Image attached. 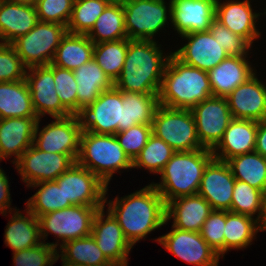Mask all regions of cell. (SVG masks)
Returning a JSON list of instances; mask_svg holds the SVG:
<instances>
[{"instance_id":"48","label":"cell","mask_w":266,"mask_h":266,"mask_svg":"<svg viewBox=\"0 0 266 266\" xmlns=\"http://www.w3.org/2000/svg\"><path fill=\"white\" fill-rule=\"evenodd\" d=\"M27 68L11 44L0 43V82L25 79Z\"/></svg>"},{"instance_id":"53","label":"cell","mask_w":266,"mask_h":266,"mask_svg":"<svg viewBox=\"0 0 266 266\" xmlns=\"http://www.w3.org/2000/svg\"><path fill=\"white\" fill-rule=\"evenodd\" d=\"M260 231H266V225H260Z\"/></svg>"},{"instance_id":"46","label":"cell","mask_w":266,"mask_h":266,"mask_svg":"<svg viewBox=\"0 0 266 266\" xmlns=\"http://www.w3.org/2000/svg\"><path fill=\"white\" fill-rule=\"evenodd\" d=\"M209 31L229 56L248 55L252 45L244 37L231 32L216 18L213 20Z\"/></svg>"},{"instance_id":"6","label":"cell","mask_w":266,"mask_h":266,"mask_svg":"<svg viewBox=\"0 0 266 266\" xmlns=\"http://www.w3.org/2000/svg\"><path fill=\"white\" fill-rule=\"evenodd\" d=\"M74 115L82 132L115 135L128 129L122 91L115 87L102 92L92 104L81 107Z\"/></svg>"},{"instance_id":"49","label":"cell","mask_w":266,"mask_h":266,"mask_svg":"<svg viewBox=\"0 0 266 266\" xmlns=\"http://www.w3.org/2000/svg\"><path fill=\"white\" fill-rule=\"evenodd\" d=\"M8 176L5 174L4 170L0 167V213L3 215L7 212H10L13 208L11 205V197H10V188H9V180ZM10 207V208H9ZM7 209L9 211H7Z\"/></svg>"},{"instance_id":"37","label":"cell","mask_w":266,"mask_h":266,"mask_svg":"<svg viewBox=\"0 0 266 266\" xmlns=\"http://www.w3.org/2000/svg\"><path fill=\"white\" fill-rule=\"evenodd\" d=\"M128 49V38L94 44L93 58L115 82L120 76Z\"/></svg>"},{"instance_id":"7","label":"cell","mask_w":266,"mask_h":266,"mask_svg":"<svg viewBox=\"0 0 266 266\" xmlns=\"http://www.w3.org/2000/svg\"><path fill=\"white\" fill-rule=\"evenodd\" d=\"M152 133L176 152L204 148L197 136L195 119L190 109L158 105L152 120Z\"/></svg>"},{"instance_id":"42","label":"cell","mask_w":266,"mask_h":266,"mask_svg":"<svg viewBox=\"0 0 266 266\" xmlns=\"http://www.w3.org/2000/svg\"><path fill=\"white\" fill-rule=\"evenodd\" d=\"M58 244L42 242L38 246L13 253L14 266H53L58 260Z\"/></svg>"},{"instance_id":"41","label":"cell","mask_w":266,"mask_h":266,"mask_svg":"<svg viewBox=\"0 0 266 266\" xmlns=\"http://www.w3.org/2000/svg\"><path fill=\"white\" fill-rule=\"evenodd\" d=\"M264 195L261 190L236 179L232 193L231 212L251 217L258 213L255 218L260 222L263 215Z\"/></svg>"},{"instance_id":"23","label":"cell","mask_w":266,"mask_h":266,"mask_svg":"<svg viewBox=\"0 0 266 266\" xmlns=\"http://www.w3.org/2000/svg\"><path fill=\"white\" fill-rule=\"evenodd\" d=\"M37 117L0 119V161L15 156L14 164L33 144Z\"/></svg>"},{"instance_id":"50","label":"cell","mask_w":266,"mask_h":266,"mask_svg":"<svg viewBox=\"0 0 266 266\" xmlns=\"http://www.w3.org/2000/svg\"><path fill=\"white\" fill-rule=\"evenodd\" d=\"M255 151L266 158V120L258 122Z\"/></svg>"},{"instance_id":"38","label":"cell","mask_w":266,"mask_h":266,"mask_svg":"<svg viewBox=\"0 0 266 266\" xmlns=\"http://www.w3.org/2000/svg\"><path fill=\"white\" fill-rule=\"evenodd\" d=\"M122 99L126 104L128 128L137 124L152 125L153 116L158 103V93L140 94L122 91Z\"/></svg>"},{"instance_id":"30","label":"cell","mask_w":266,"mask_h":266,"mask_svg":"<svg viewBox=\"0 0 266 266\" xmlns=\"http://www.w3.org/2000/svg\"><path fill=\"white\" fill-rule=\"evenodd\" d=\"M62 250V251H61ZM58 260L63 266H114L98 247L92 235L69 240L60 245Z\"/></svg>"},{"instance_id":"27","label":"cell","mask_w":266,"mask_h":266,"mask_svg":"<svg viewBox=\"0 0 266 266\" xmlns=\"http://www.w3.org/2000/svg\"><path fill=\"white\" fill-rule=\"evenodd\" d=\"M36 7L0 0V43L11 44L38 22Z\"/></svg>"},{"instance_id":"2","label":"cell","mask_w":266,"mask_h":266,"mask_svg":"<svg viewBox=\"0 0 266 266\" xmlns=\"http://www.w3.org/2000/svg\"><path fill=\"white\" fill-rule=\"evenodd\" d=\"M155 40H129L125 62L114 87L140 94L159 93L169 55H163ZM160 45V46H159Z\"/></svg>"},{"instance_id":"33","label":"cell","mask_w":266,"mask_h":266,"mask_svg":"<svg viewBox=\"0 0 266 266\" xmlns=\"http://www.w3.org/2000/svg\"><path fill=\"white\" fill-rule=\"evenodd\" d=\"M86 35L94 44L127 38L122 1L112 0Z\"/></svg>"},{"instance_id":"17","label":"cell","mask_w":266,"mask_h":266,"mask_svg":"<svg viewBox=\"0 0 266 266\" xmlns=\"http://www.w3.org/2000/svg\"><path fill=\"white\" fill-rule=\"evenodd\" d=\"M104 208L99 209L94 216L91 235L114 266H128L127 258L133 246L125 237L118 221L108 210L105 214Z\"/></svg>"},{"instance_id":"8","label":"cell","mask_w":266,"mask_h":266,"mask_svg":"<svg viewBox=\"0 0 266 266\" xmlns=\"http://www.w3.org/2000/svg\"><path fill=\"white\" fill-rule=\"evenodd\" d=\"M67 27L58 23L38 21L27 34L18 37L11 45L28 69L52 63Z\"/></svg>"},{"instance_id":"29","label":"cell","mask_w":266,"mask_h":266,"mask_svg":"<svg viewBox=\"0 0 266 266\" xmlns=\"http://www.w3.org/2000/svg\"><path fill=\"white\" fill-rule=\"evenodd\" d=\"M5 229V244L14 252L41 244L39 219L27 208L26 216L16 208ZM17 210V211H16Z\"/></svg>"},{"instance_id":"1","label":"cell","mask_w":266,"mask_h":266,"mask_svg":"<svg viewBox=\"0 0 266 266\" xmlns=\"http://www.w3.org/2000/svg\"><path fill=\"white\" fill-rule=\"evenodd\" d=\"M107 199L105 197L107 210L118 221L132 246L168 222L166 204L152 184L120 199L119 197L113 201Z\"/></svg>"},{"instance_id":"31","label":"cell","mask_w":266,"mask_h":266,"mask_svg":"<svg viewBox=\"0 0 266 266\" xmlns=\"http://www.w3.org/2000/svg\"><path fill=\"white\" fill-rule=\"evenodd\" d=\"M37 117L26 80L0 82V119Z\"/></svg>"},{"instance_id":"13","label":"cell","mask_w":266,"mask_h":266,"mask_svg":"<svg viewBox=\"0 0 266 266\" xmlns=\"http://www.w3.org/2000/svg\"><path fill=\"white\" fill-rule=\"evenodd\" d=\"M201 145L213 150L233 119L227 98L211 96L191 109Z\"/></svg>"},{"instance_id":"12","label":"cell","mask_w":266,"mask_h":266,"mask_svg":"<svg viewBox=\"0 0 266 266\" xmlns=\"http://www.w3.org/2000/svg\"><path fill=\"white\" fill-rule=\"evenodd\" d=\"M62 186L65 202L72 205L105 207L108 186L95 174L75 163L56 180Z\"/></svg>"},{"instance_id":"18","label":"cell","mask_w":266,"mask_h":266,"mask_svg":"<svg viewBox=\"0 0 266 266\" xmlns=\"http://www.w3.org/2000/svg\"><path fill=\"white\" fill-rule=\"evenodd\" d=\"M235 180L229 164L213 157L204 169L198 194L213 210L231 212Z\"/></svg>"},{"instance_id":"10","label":"cell","mask_w":266,"mask_h":266,"mask_svg":"<svg viewBox=\"0 0 266 266\" xmlns=\"http://www.w3.org/2000/svg\"><path fill=\"white\" fill-rule=\"evenodd\" d=\"M99 209L96 206L72 205L40 216V237L45 243L49 232L62 243L91 235L93 219Z\"/></svg>"},{"instance_id":"36","label":"cell","mask_w":266,"mask_h":266,"mask_svg":"<svg viewBox=\"0 0 266 266\" xmlns=\"http://www.w3.org/2000/svg\"><path fill=\"white\" fill-rule=\"evenodd\" d=\"M30 186L40 187L26 203L27 209L37 218L44 214L72 206L70 202H65L62 186H59L56 181H45Z\"/></svg>"},{"instance_id":"40","label":"cell","mask_w":266,"mask_h":266,"mask_svg":"<svg viewBox=\"0 0 266 266\" xmlns=\"http://www.w3.org/2000/svg\"><path fill=\"white\" fill-rule=\"evenodd\" d=\"M176 151L153 133L148 142L132 162V168H144L159 174Z\"/></svg>"},{"instance_id":"25","label":"cell","mask_w":266,"mask_h":266,"mask_svg":"<svg viewBox=\"0 0 266 266\" xmlns=\"http://www.w3.org/2000/svg\"><path fill=\"white\" fill-rule=\"evenodd\" d=\"M213 211L211 205L199 194L181 196L166 204V220L173 218V227L200 232Z\"/></svg>"},{"instance_id":"43","label":"cell","mask_w":266,"mask_h":266,"mask_svg":"<svg viewBox=\"0 0 266 266\" xmlns=\"http://www.w3.org/2000/svg\"><path fill=\"white\" fill-rule=\"evenodd\" d=\"M54 83L61 104L74 115L77 112V82L73 71L54 65Z\"/></svg>"},{"instance_id":"39","label":"cell","mask_w":266,"mask_h":266,"mask_svg":"<svg viewBox=\"0 0 266 266\" xmlns=\"http://www.w3.org/2000/svg\"><path fill=\"white\" fill-rule=\"evenodd\" d=\"M112 0H75L67 31L72 34H87L97 18Z\"/></svg>"},{"instance_id":"9","label":"cell","mask_w":266,"mask_h":266,"mask_svg":"<svg viewBox=\"0 0 266 266\" xmlns=\"http://www.w3.org/2000/svg\"><path fill=\"white\" fill-rule=\"evenodd\" d=\"M121 1L129 40H155L153 37L165 27L168 19L171 20L170 1L168 7L164 0Z\"/></svg>"},{"instance_id":"45","label":"cell","mask_w":266,"mask_h":266,"mask_svg":"<svg viewBox=\"0 0 266 266\" xmlns=\"http://www.w3.org/2000/svg\"><path fill=\"white\" fill-rule=\"evenodd\" d=\"M225 223L226 210H213L200 230L202 238L220 257H224Z\"/></svg>"},{"instance_id":"14","label":"cell","mask_w":266,"mask_h":266,"mask_svg":"<svg viewBox=\"0 0 266 266\" xmlns=\"http://www.w3.org/2000/svg\"><path fill=\"white\" fill-rule=\"evenodd\" d=\"M54 119L55 121H52L42 129L39 128L41 120L37 121L33 144L45 152L70 155L76 161L82 134L76 116L71 115Z\"/></svg>"},{"instance_id":"4","label":"cell","mask_w":266,"mask_h":266,"mask_svg":"<svg viewBox=\"0 0 266 266\" xmlns=\"http://www.w3.org/2000/svg\"><path fill=\"white\" fill-rule=\"evenodd\" d=\"M212 158V150L206 148L175 152L159 173L161 182L151 184L165 204L181 196L198 194L204 169Z\"/></svg>"},{"instance_id":"3","label":"cell","mask_w":266,"mask_h":266,"mask_svg":"<svg viewBox=\"0 0 266 266\" xmlns=\"http://www.w3.org/2000/svg\"><path fill=\"white\" fill-rule=\"evenodd\" d=\"M211 96L208 72L186 65L171 54L158 93L159 105L191 110Z\"/></svg>"},{"instance_id":"34","label":"cell","mask_w":266,"mask_h":266,"mask_svg":"<svg viewBox=\"0 0 266 266\" xmlns=\"http://www.w3.org/2000/svg\"><path fill=\"white\" fill-rule=\"evenodd\" d=\"M260 231V224L256 218L245 214L226 211L224 230V254L229 249L246 248Z\"/></svg>"},{"instance_id":"21","label":"cell","mask_w":266,"mask_h":266,"mask_svg":"<svg viewBox=\"0 0 266 266\" xmlns=\"http://www.w3.org/2000/svg\"><path fill=\"white\" fill-rule=\"evenodd\" d=\"M266 84L256 73L236 87L226 98L232 118L253 121L266 120Z\"/></svg>"},{"instance_id":"19","label":"cell","mask_w":266,"mask_h":266,"mask_svg":"<svg viewBox=\"0 0 266 266\" xmlns=\"http://www.w3.org/2000/svg\"><path fill=\"white\" fill-rule=\"evenodd\" d=\"M181 37L188 43L172 54L186 65L208 72L229 56L210 31L188 33Z\"/></svg>"},{"instance_id":"26","label":"cell","mask_w":266,"mask_h":266,"mask_svg":"<svg viewBox=\"0 0 266 266\" xmlns=\"http://www.w3.org/2000/svg\"><path fill=\"white\" fill-rule=\"evenodd\" d=\"M247 56H228L208 71L212 96L226 98L236 87L255 74Z\"/></svg>"},{"instance_id":"16","label":"cell","mask_w":266,"mask_h":266,"mask_svg":"<svg viewBox=\"0 0 266 266\" xmlns=\"http://www.w3.org/2000/svg\"><path fill=\"white\" fill-rule=\"evenodd\" d=\"M166 250L194 266H218L221 258L202 238L200 232H191L177 229L156 238Z\"/></svg>"},{"instance_id":"51","label":"cell","mask_w":266,"mask_h":266,"mask_svg":"<svg viewBox=\"0 0 266 266\" xmlns=\"http://www.w3.org/2000/svg\"><path fill=\"white\" fill-rule=\"evenodd\" d=\"M7 1L14 2L17 4L33 5V6H35L37 3V0H7Z\"/></svg>"},{"instance_id":"15","label":"cell","mask_w":266,"mask_h":266,"mask_svg":"<svg viewBox=\"0 0 266 266\" xmlns=\"http://www.w3.org/2000/svg\"><path fill=\"white\" fill-rule=\"evenodd\" d=\"M25 80L31 94L33 109L38 119H41L46 114L52 116V118H65L72 115L61 104L56 93L54 65L52 63L46 66L28 68Z\"/></svg>"},{"instance_id":"47","label":"cell","mask_w":266,"mask_h":266,"mask_svg":"<svg viewBox=\"0 0 266 266\" xmlns=\"http://www.w3.org/2000/svg\"><path fill=\"white\" fill-rule=\"evenodd\" d=\"M75 0H37L35 5L39 21L67 26Z\"/></svg>"},{"instance_id":"35","label":"cell","mask_w":266,"mask_h":266,"mask_svg":"<svg viewBox=\"0 0 266 266\" xmlns=\"http://www.w3.org/2000/svg\"><path fill=\"white\" fill-rule=\"evenodd\" d=\"M233 177L266 193V158L256 151L232 157L227 161Z\"/></svg>"},{"instance_id":"20","label":"cell","mask_w":266,"mask_h":266,"mask_svg":"<svg viewBox=\"0 0 266 266\" xmlns=\"http://www.w3.org/2000/svg\"><path fill=\"white\" fill-rule=\"evenodd\" d=\"M173 29L182 36L209 31L215 19L216 0H170Z\"/></svg>"},{"instance_id":"24","label":"cell","mask_w":266,"mask_h":266,"mask_svg":"<svg viewBox=\"0 0 266 266\" xmlns=\"http://www.w3.org/2000/svg\"><path fill=\"white\" fill-rule=\"evenodd\" d=\"M257 129V121L233 118L222 140L212 150L213 157L227 162L232 157L254 152Z\"/></svg>"},{"instance_id":"22","label":"cell","mask_w":266,"mask_h":266,"mask_svg":"<svg viewBox=\"0 0 266 266\" xmlns=\"http://www.w3.org/2000/svg\"><path fill=\"white\" fill-rule=\"evenodd\" d=\"M249 0L216 1L215 18L234 34L244 37L251 45L260 38V32L256 27L257 18L262 13L253 12ZM261 14V15H260Z\"/></svg>"},{"instance_id":"52","label":"cell","mask_w":266,"mask_h":266,"mask_svg":"<svg viewBox=\"0 0 266 266\" xmlns=\"http://www.w3.org/2000/svg\"><path fill=\"white\" fill-rule=\"evenodd\" d=\"M260 225H266V193L264 195L263 215L259 222Z\"/></svg>"},{"instance_id":"11","label":"cell","mask_w":266,"mask_h":266,"mask_svg":"<svg viewBox=\"0 0 266 266\" xmlns=\"http://www.w3.org/2000/svg\"><path fill=\"white\" fill-rule=\"evenodd\" d=\"M76 161L67 154L45 152L32 144L14 163L27 187L45 181H55Z\"/></svg>"},{"instance_id":"44","label":"cell","mask_w":266,"mask_h":266,"mask_svg":"<svg viewBox=\"0 0 266 266\" xmlns=\"http://www.w3.org/2000/svg\"><path fill=\"white\" fill-rule=\"evenodd\" d=\"M152 135V125L137 124L115 134L120 146L133 162Z\"/></svg>"},{"instance_id":"32","label":"cell","mask_w":266,"mask_h":266,"mask_svg":"<svg viewBox=\"0 0 266 266\" xmlns=\"http://www.w3.org/2000/svg\"><path fill=\"white\" fill-rule=\"evenodd\" d=\"M94 43L86 34L67 32L62 38L52 64L74 71L93 58Z\"/></svg>"},{"instance_id":"28","label":"cell","mask_w":266,"mask_h":266,"mask_svg":"<svg viewBox=\"0 0 266 266\" xmlns=\"http://www.w3.org/2000/svg\"><path fill=\"white\" fill-rule=\"evenodd\" d=\"M77 82V111L92 104L102 92L114 87V82L92 58L73 71Z\"/></svg>"},{"instance_id":"5","label":"cell","mask_w":266,"mask_h":266,"mask_svg":"<svg viewBox=\"0 0 266 266\" xmlns=\"http://www.w3.org/2000/svg\"><path fill=\"white\" fill-rule=\"evenodd\" d=\"M76 163L98 176L107 186L115 172L131 169L132 161L115 135L82 132Z\"/></svg>"}]
</instances>
